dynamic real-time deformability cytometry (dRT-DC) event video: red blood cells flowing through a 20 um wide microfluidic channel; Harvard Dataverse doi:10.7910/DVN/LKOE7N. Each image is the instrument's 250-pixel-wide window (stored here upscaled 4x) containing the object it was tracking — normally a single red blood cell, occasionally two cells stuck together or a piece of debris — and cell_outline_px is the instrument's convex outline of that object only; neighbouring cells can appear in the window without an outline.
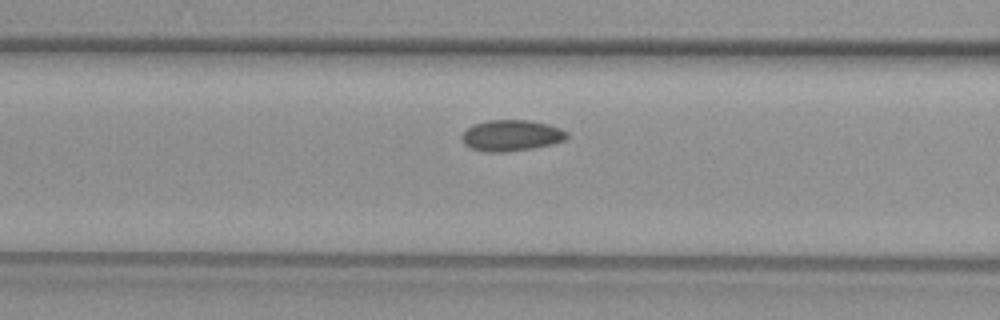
{"species": "common noctule bat (a hibernating species)", "species_latin": "Nyctalus noctula", "temperature_condition": "warm", "stored_images_in_passage": 7, "camera_frame_rate_fps": 3000, "um_per_image_px": 0.085, "animal": {"sex": "female", "body_mass_g": 29.2, "forearm_length_mm": 56.3}, "frame": {"image": 1, "passage_image": 7, "time_ms": 8.0, "image_size_px": [1000, 320], "cell_outline_px": [[568, 136], [564, 140], [552, 144], [532, 148], [504, 152], [484, 152], [472, 148], [464, 144], [460, 136], [472, 124], [488, 120], [528, 120], [548, 124], [560, 128], [568, 132]], "centroid_in_image_um": [43.45, 11.51], "position_along_channel_um": 123.2, "area_um2": 19.07}}